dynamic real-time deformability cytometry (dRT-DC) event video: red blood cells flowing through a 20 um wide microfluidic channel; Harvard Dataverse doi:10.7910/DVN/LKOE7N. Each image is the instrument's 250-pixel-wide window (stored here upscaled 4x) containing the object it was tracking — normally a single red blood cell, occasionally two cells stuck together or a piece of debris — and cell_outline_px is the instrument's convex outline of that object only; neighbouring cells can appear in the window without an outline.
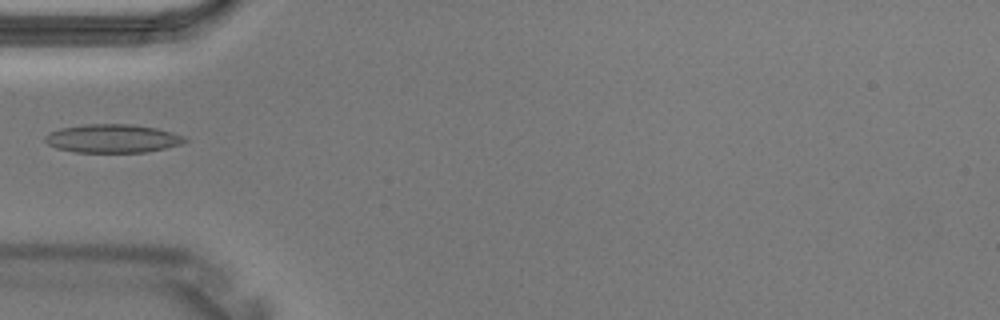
{"species": "Egyptian fruit bat (a non-hibernating species)", "species_latin": "Rousettus aegyptiacus", "temperature_condition": "warm", "stored_images_in_passage": 1, "camera_frame_rate_fps": 3000, "um_per_image_px": 0.085, "animal": {"sex": "male"}, "frame": {"image": 1, "passage_image": 1, "time_ms": 0.0, "image_size_px": [1000, 320], "cell_outline_px": [[188, 140], [180, 144], [148, 152], [76, 152], [56, 148], [48, 144], [44, 140], [44, 136], [48, 132], [60, 128], [84, 124], [132, 124], [156, 128], [172, 132], [184, 136]], "centroid_in_image_um": [9.54, 11.76], "position_along_channel_um": 75.5, "area_um2": 23.24}}